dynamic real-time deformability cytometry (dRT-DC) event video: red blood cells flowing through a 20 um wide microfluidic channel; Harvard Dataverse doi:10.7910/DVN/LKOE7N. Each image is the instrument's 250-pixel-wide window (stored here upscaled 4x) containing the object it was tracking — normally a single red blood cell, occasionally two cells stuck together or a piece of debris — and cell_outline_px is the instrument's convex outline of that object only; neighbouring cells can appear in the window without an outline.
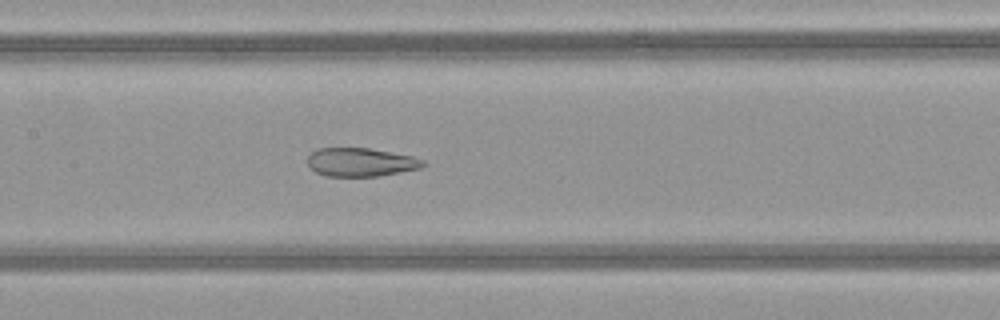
{"species": "common noctule bat (a hibernating species)", "species_latin": "Nyctalus noctula", "temperature_condition": "warm", "stored_images_in_passage": 48, "camera_frame_rate_fps": 3000, "um_per_image_px": 0.085, "animal": {"sex": "female", "body_mass_g": 21.9}, "frame": {"image": 1, "passage_image": 23, "time_ms": 7.333, "image_size_px": [1000, 320], "cell_outline_px": [[424, 164], [420, 168], [400, 172], [376, 176], [324, 176], [316, 172], [308, 164], [308, 156], [316, 148], [368, 148], [412, 156], [424, 160]], "centroid_in_image_um": [30.64, 13.78], "position_along_channel_um": 176.8, "area_um2": 19.02}}
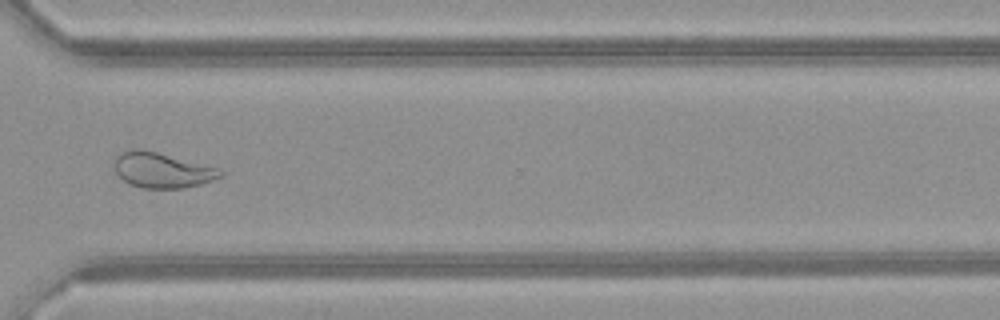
{"frame": {"image": 2, "passage_image": 36, "time_ms": 11.667, "image_size_px": [1000, 320], "cell_outline_px": [[224, 176], [200, 184], [184, 188], [144, 188], [128, 184], [112, 168], [112, 160], [120, 152], [132, 148], [140, 148], [220, 168], [224, 172]], "centroid_in_image_um": [13.73, 14.45], "position_along_channel_um": 356.9, "area_um2": 22.08}}
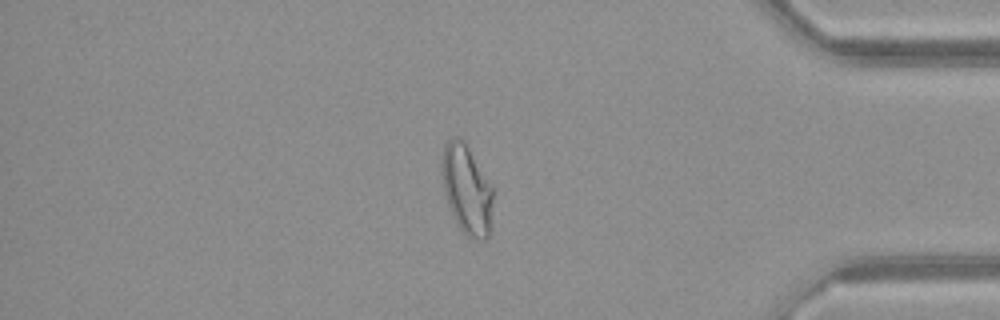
{"frame": {"image": 3, "passage_image": 41, "time_ms": 13.333, "image_size_px": [1000, 320], "cell_outline_px": [[492, 232], [484, 240], [476, 240], [468, 236], [460, 228], [448, 204], [444, 192], [440, 168], [440, 160], [444, 144], [448, 140], [456, 136], [460, 136], [464, 140], [492, 188]], "centroid_in_image_um": [39.66, 16.1], "position_along_channel_um": 395.5, "area_um2": 26.76}, "authors_computed_cell_mechanics": {"area_um2": 26.6169, "velocity_mm_per_s": 4.162, "shape_relaxation_time_tau1_ms": null, "shape_relaxation_time_tau2_ms": 1.3679, "deformation_change_tau1": null, "deformation_change_tau2": 0.0831}}